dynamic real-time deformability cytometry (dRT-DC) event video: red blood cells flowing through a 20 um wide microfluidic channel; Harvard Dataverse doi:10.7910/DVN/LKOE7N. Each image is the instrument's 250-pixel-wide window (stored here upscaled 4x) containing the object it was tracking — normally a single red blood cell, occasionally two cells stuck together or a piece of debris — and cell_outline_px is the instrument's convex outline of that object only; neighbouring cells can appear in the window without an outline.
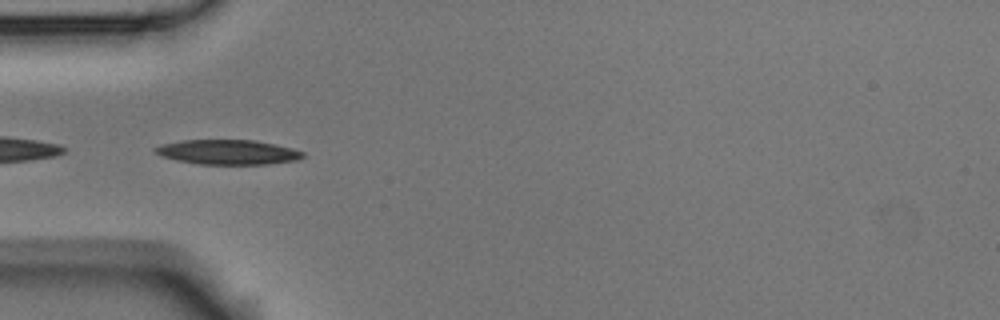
{"species": "Egyptian fruit bat (a non-hibernating species)", "species_latin": "Rousettus aegyptiacus", "temperature_condition": "room temperature", "stored_images_in_passage": 4, "camera_frame_rate_fps": 3000, "um_per_image_px": 0.085, "animal": {"sex": "male"}, "frame": {"image": 1, "passage_image": 4, "time_ms": 3.333, "image_size_px": [1000, 320], "cell_outline_px": [[304, 156], [296, 160], [268, 164], [200, 164], [176, 160], [160, 156], [152, 152], [152, 148], [160, 144], [184, 140], [256, 140], [292, 148], [304, 152]], "centroid_in_image_um": [19.31, 12.92], "position_along_channel_um": 65.7, "area_um2": 21.39}}